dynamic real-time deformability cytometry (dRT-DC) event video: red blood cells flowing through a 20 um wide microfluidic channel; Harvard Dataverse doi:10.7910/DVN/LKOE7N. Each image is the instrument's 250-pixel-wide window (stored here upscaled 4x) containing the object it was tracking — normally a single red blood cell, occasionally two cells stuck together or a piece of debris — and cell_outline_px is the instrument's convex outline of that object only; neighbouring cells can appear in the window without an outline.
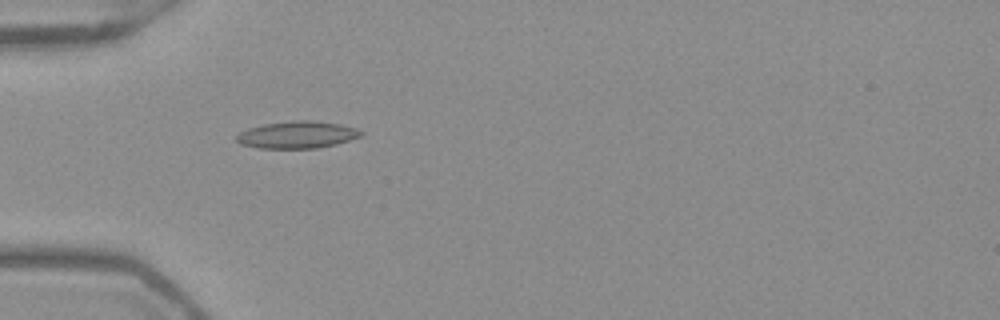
{"species": "Egyptian fruit bat (a non-hibernating species)", "species_latin": "Rousettus aegyptiacus", "temperature_condition": "warm", "stored_images_in_passage": 44, "camera_frame_rate_fps": 3000, "um_per_image_px": 0.085, "frame": {"image": 1, "passage_image": 9, "time_ms": 2.667, "image_size_px": [1000, 320], "cell_outline_px": [[364, 132], [360, 136], [336, 144], [316, 148], [260, 148], [240, 144], [236, 140], [236, 136], [240, 132], [248, 128], [264, 124], [292, 120], [312, 120], [340, 124], [356, 128]], "centroid_in_image_um": [25.25, 11.45], "position_along_channel_um": 59.8, "area_um2": 19.59}}
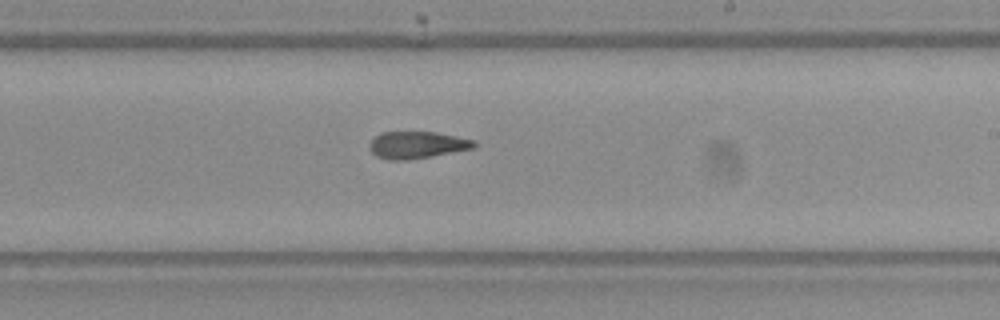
{"frame": {"image": 2, "passage_image": 24, "time_ms": 7.667, "image_size_px": [1000, 320], "cell_outline_px": [[476, 148], [408, 160], [388, 160], [376, 156], [368, 148], [368, 144], [380, 132], [436, 132], [476, 140]], "centroid_in_image_um": [35.45, 12.32], "position_along_channel_um": 253.6, "area_um2": 16.59}}
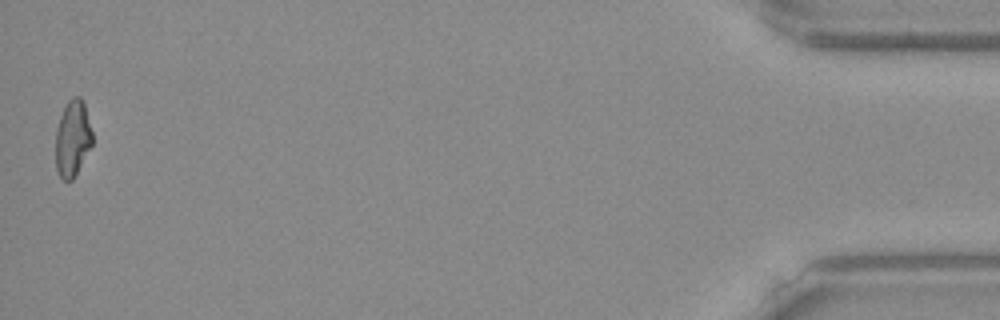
{"frame": {"image": 3, "passage_image": 44, "time_ms": 14.333, "image_size_px": [1000, 320], "cell_outline_px": [[92, 144], [72, 180], [64, 180], [60, 176], [56, 168], [56, 128], [60, 116], [68, 100], [72, 96], [80, 96], [84, 104], [92, 132]], "centroid_in_image_um": [6.16, 11.74], "position_along_channel_um": 429.0, "area_um2": 16.07}, "authors_computed_cell_mechanics": {"area_um2": 17.1666, "velocity_mm_per_s": 3.9606, "shape_relaxation_time_tau1_ms": null, "shape_relaxation_time_tau2_ms": 4.4466, "deformation_change_tau1": null, "deformation_change_tau2": 0.1306}}